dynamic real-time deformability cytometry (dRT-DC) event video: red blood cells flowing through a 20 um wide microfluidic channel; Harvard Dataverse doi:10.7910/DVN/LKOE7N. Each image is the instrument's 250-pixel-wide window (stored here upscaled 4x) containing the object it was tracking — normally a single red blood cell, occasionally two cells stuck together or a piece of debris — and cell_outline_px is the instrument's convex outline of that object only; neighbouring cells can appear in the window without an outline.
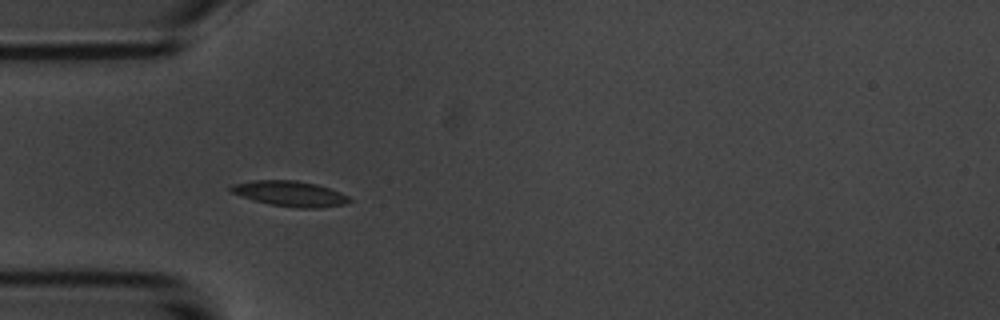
{"species": "common noctule bat (a hibernating species)", "species_latin": "Nyctalus noctula", "temperature_condition": "room temperature", "stored_images_in_passage": 4, "camera_frame_rate_fps": 3000, "um_per_image_px": 0.085, "animal": {"sex": "male", "body_mass_g": 20.1, "forearm_length_mm": 53.5}, "frame": {"image": 1, "passage_image": 3, "time_ms": 2.667, "image_size_px": [1000, 320], "cell_outline_px": [[352, 200], [344, 204], [320, 208], [296, 208], [272, 204], [252, 200], [232, 192], [228, 188], [232, 184], [252, 180], [296, 180], [316, 184], [340, 192], [348, 196]], "centroid_in_image_um": [24.64, 16.45], "position_along_channel_um": 60.4, "area_um2": 17.46}}